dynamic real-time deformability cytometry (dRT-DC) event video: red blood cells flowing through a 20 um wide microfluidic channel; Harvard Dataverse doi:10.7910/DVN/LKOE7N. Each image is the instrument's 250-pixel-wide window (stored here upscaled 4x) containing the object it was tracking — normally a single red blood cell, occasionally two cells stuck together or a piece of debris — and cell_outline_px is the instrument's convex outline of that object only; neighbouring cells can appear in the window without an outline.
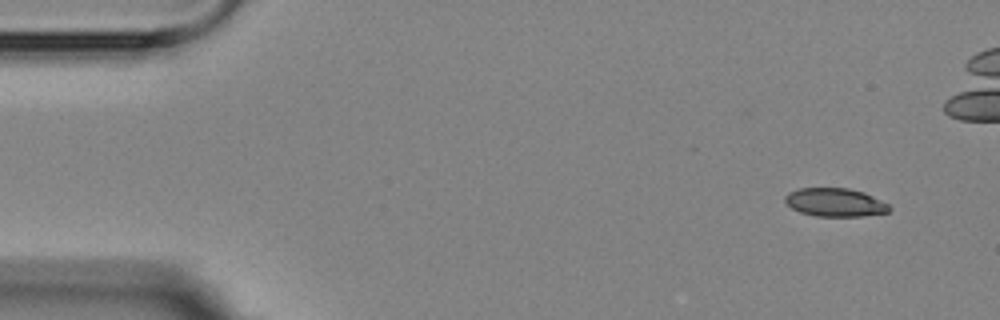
{"species": "Egyptian fruit bat (a non-hibernating species)", "species_latin": "Rousettus aegyptiacus", "temperature_condition": "room temperature", "stored_images_in_passage": 16, "camera_frame_rate_fps": 3000, "um_per_image_px": 0.085, "animal": {"sex": "female"}, "frame": {"image": 1, "passage_image": 1, "time_ms": 0.0, "image_size_px": [1000, 320], "cell_outline_px": [[892, 208], [888, 212], [864, 216], [816, 216], [800, 212], [792, 208], [784, 200], [784, 196], [788, 192], [800, 188], [848, 188], [864, 192], [888, 204]], "centroid_in_image_um": [70.98, 17.2], "position_along_channel_um": 14.0, "area_um2": 17.22}}
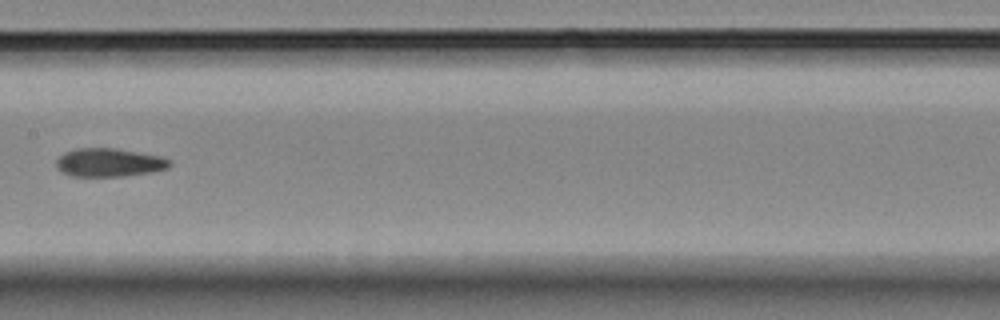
{"frame": {"image": 2, "passage_image": 8, "time_ms": 8.0, "image_size_px": [1000, 320], "cell_outline_px": [[172, 164], [168, 168], [152, 172], [120, 176], [72, 176], [56, 168], [56, 160], [64, 152], [76, 148], [116, 148], [160, 156], [168, 160]], "centroid_in_image_um": [9.26, 13.81], "position_along_channel_um": 198.1, "area_um2": 18.67}}
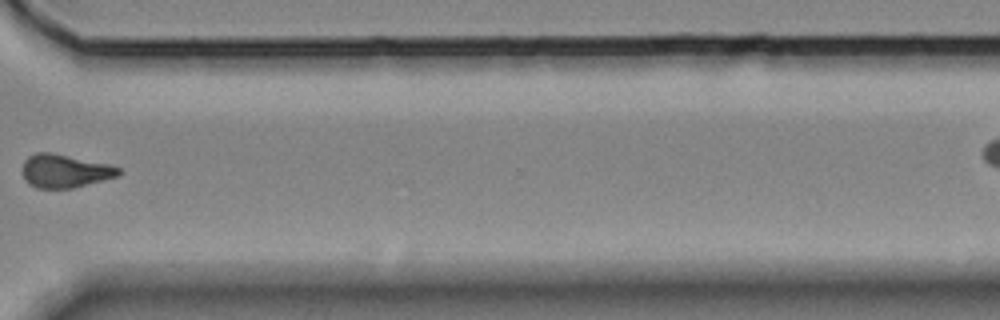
{"frame": {"image": 3, "passage_image": 12, "time_ms": 12.667, "image_size_px": [1000, 320], "cell_outline_px": [[124, 172], [120, 176], [72, 188], [36, 188], [28, 184], [24, 180], [20, 172], [20, 168], [24, 160], [28, 156], [36, 152], [48, 152], [108, 164], [120, 168]], "centroid_in_image_um": [5.47, 14.54], "position_along_channel_um": 365.1, "area_um2": 18.96}, "authors_computed_cell_mechanics": {"area_um2": 18.7561, "velocity_mm_per_s": 3.573, "shape_relaxation_time_tau1_ms": 9.3754, "shape_relaxation_time_tau2_ms": 2.6606, "deformation_change_tau1": 0.1537, "deformation_change_tau2": 0.0738}}